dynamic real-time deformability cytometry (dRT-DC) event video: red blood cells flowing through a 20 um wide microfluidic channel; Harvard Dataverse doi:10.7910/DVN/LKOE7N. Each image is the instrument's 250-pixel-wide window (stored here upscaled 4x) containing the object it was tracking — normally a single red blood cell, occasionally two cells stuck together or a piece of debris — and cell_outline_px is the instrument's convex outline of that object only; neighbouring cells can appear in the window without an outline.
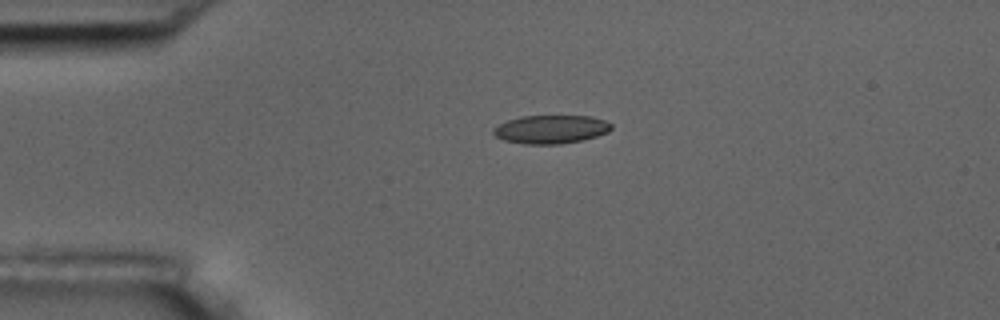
{"species": "common noctule bat (a hibernating species)", "species_latin": "Nyctalus noctula", "temperature_condition": "room temperature", "stored_images_in_passage": 44, "camera_frame_rate_fps": 3000, "um_per_image_px": 0.085, "animal": {"sex": "male", "body_mass_g": 17.5, "forearm_length_mm": 52.3}, "frame": {"image": 1, "passage_image": 1, "time_ms": 0.0, "image_size_px": [1000, 320], "cell_outline_px": [[612, 128], [608, 132], [596, 136], [580, 140], [560, 144], [524, 144], [504, 140], [496, 136], [492, 132], [492, 128], [508, 120], [520, 116], [592, 116], [604, 120], [612, 124]], "centroid_in_image_um": [46.82, 10.99], "position_along_channel_um": 38.2, "area_um2": 19.48}}
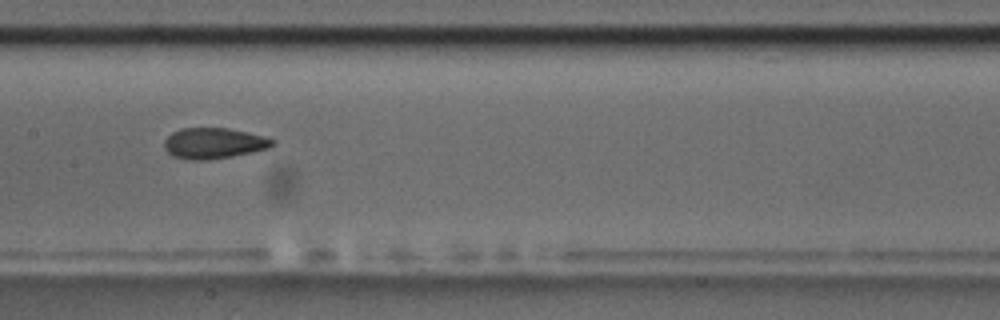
{"frame": {"image": 2, "passage_image": 16, "time_ms": 5.0, "image_size_px": [1000, 320], "cell_outline_px": [[276, 144], [268, 148], [252, 152], [232, 156], [208, 160], [188, 160], [172, 156], [164, 148], [164, 140], [172, 132], [180, 128], [228, 128], [248, 132], [264, 136], [276, 140]], "centroid_in_image_um": [18.17, 12.17], "position_along_channel_um": 189.2, "area_um2": 19.59}}
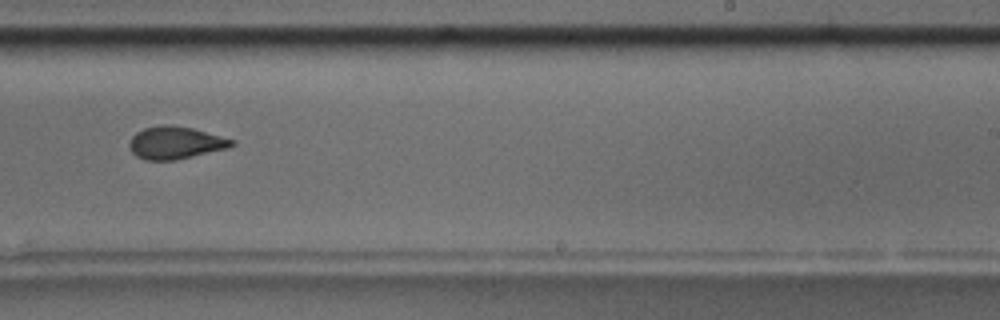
{"frame": {"image": 3, "passage_image": 23, "time_ms": 7.333, "image_size_px": [1000, 320], "cell_outline_px": [[236, 144], [228, 148], [176, 160], [144, 160], [136, 156], [132, 152], [128, 144], [132, 136], [136, 132], [144, 128], [160, 124], [168, 124], [192, 128], [236, 140]], "centroid_in_image_um": [14.91, 12.13], "position_along_channel_um": 274.1, "area_um2": 19.54}, "authors_computed_cell_mechanics": {"area_um2": 19.5942, "velocity_mm_per_s": 3.6446, "shape_relaxation_time_tau1_ms": 5.6567, "shape_relaxation_time_tau2_ms": 2.1857, "deformation_change_tau1": 0.1401, "deformation_change_tau2": 0.0737}}